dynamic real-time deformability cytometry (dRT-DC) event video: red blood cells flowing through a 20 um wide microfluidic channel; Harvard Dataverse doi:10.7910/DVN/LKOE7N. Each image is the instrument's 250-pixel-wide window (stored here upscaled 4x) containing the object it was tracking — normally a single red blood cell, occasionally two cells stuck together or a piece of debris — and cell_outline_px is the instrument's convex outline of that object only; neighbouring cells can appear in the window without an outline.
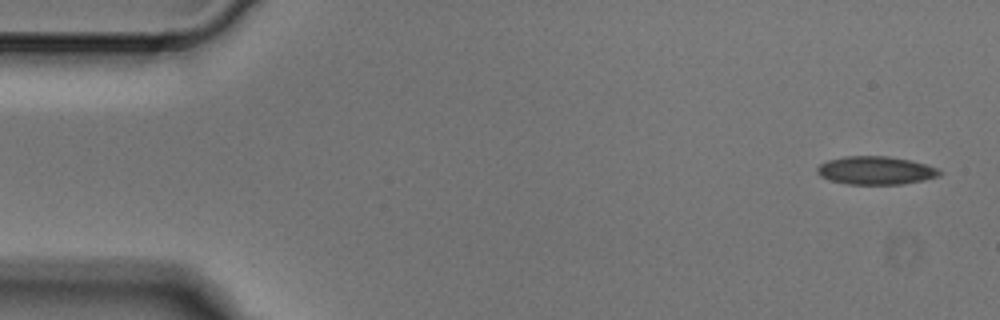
{"species": "Egyptian fruit bat (a non-hibernating species)", "species_latin": "Rousettus aegyptiacus", "temperature_condition": "cold", "stored_images_in_passage": 4, "camera_frame_rate_fps": 3000, "um_per_image_px": 0.085, "animal": {"sex": "male"}, "frame": {"image": 1, "passage_image": 1, "time_ms": 0.0, "image_size_px": [1000, 320], "cell_outline_px": [[944, 172], [940, 176], [924, 180], [904, 184], [848, 184], [828, 180], [820, 176], [816, 172], [816, 168], [820, 164], [828, 160], [844, 156], [888, 156], [912, 160], [928, 164], [940, 168]], "centroid_in_image_um": [74.49, 14.48], "position_along_channel_um": 10.5, "area_um2": 20.52}}
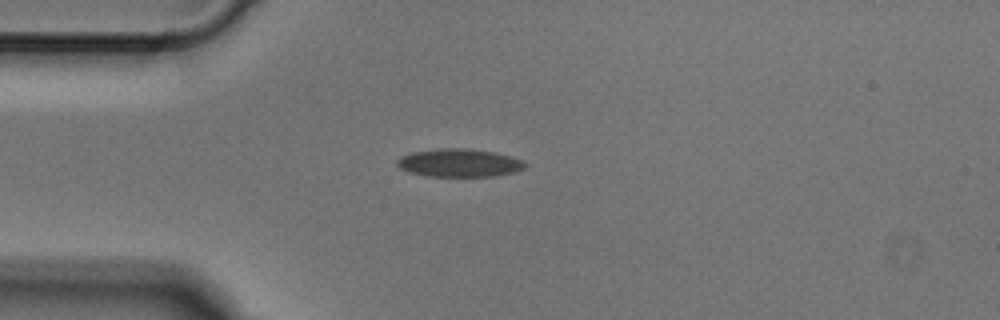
{"frame": {"image": 2, "passage_image": 4, "time_ms": 1.0, "image_size_px": [1000, 320], "cell_outline_px": [[528, 164], [524, 168], [512, 172], [492, 176], [424, 176], [408, 172], [400, 168], [396, 164], [396, 160], [400, 156], [412, 152], [440, 148], [464, 148], [492, 152], [512, 156]], "centroid_in_image_um": [38.98, 13.84], "position_along_channel_um": 46.0, "area_um2": 20.87}}